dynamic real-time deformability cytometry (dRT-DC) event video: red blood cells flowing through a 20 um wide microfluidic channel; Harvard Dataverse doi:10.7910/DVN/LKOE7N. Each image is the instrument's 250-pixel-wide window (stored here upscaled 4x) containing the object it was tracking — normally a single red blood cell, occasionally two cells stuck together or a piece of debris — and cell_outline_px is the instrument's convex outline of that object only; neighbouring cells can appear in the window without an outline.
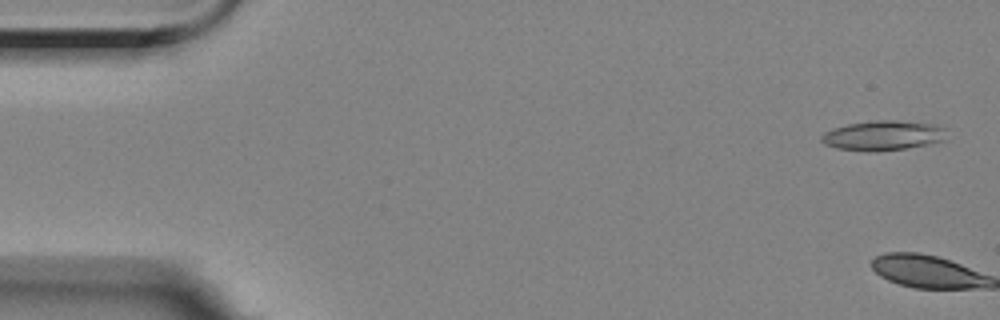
{"species": "Egyptian fruit bat (a non-hibernating species)", "species_latin": "Rousettus aegyptiacus", "temperature_condition": "room temperature", "stored_images_in_passage": 3, "camera_frame_rate_fps": 3000, "um_per_image_px": 0.085, "animal": {"sex": "female"}, "frame": {"image": 1, "passage_image": 2, "time_ms": 0.333, "image_size_px": [1000, 320], "cell_outline_px": [[948, 140], [908, 148], [876, 152], [868, 152], [836, 148], [824, 144], [820, 140], [820, 136], [824, 132], [832, 128], [848, 124], [876, 120], [892, 120], [932, 124], [948, 128]], "centroid_in_image_um": [75.09, 11.53], "position_along_channel_um": 9.9, "area_um2": 22.2}}